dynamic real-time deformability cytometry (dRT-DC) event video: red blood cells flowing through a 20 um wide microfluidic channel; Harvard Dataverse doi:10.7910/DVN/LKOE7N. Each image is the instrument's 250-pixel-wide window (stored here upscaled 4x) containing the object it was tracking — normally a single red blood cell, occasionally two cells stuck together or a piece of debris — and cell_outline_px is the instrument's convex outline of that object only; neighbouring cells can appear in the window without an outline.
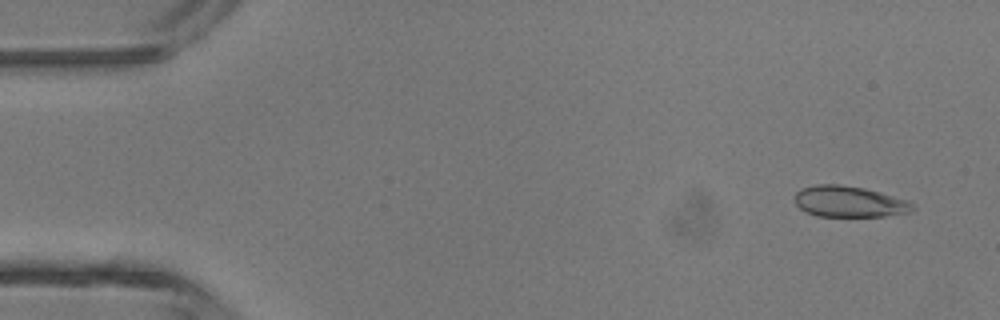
{"species": "common noctule bat (a hibernating species)", "species_latin": "Nyctalus noctula", "temperature_condition": "room temperature", "stored_images_in_passage": 4, "camera_frame_rate_fps": 3000, "um_per_image_px": 0.085, "animal": {"sex": "male", "body_mass_g": 13.3}, "frame": {"image": 1, "passage_image": 1, "time_ms": 0.0, "image_size_px": [1000, 320], "cell_outline_px": [[916, 208], [912, 212], [884, 216], [816, 216], [800, 208], [796, 204], [796, 192], [800, 188], [816, 184], [840, 184], [864, 188], [880, 192], [908, 200]], "centroid_in_image_um": [72.2, 17.13], "position_along_channel_um": 12.8, "area_um2": 21.39}}
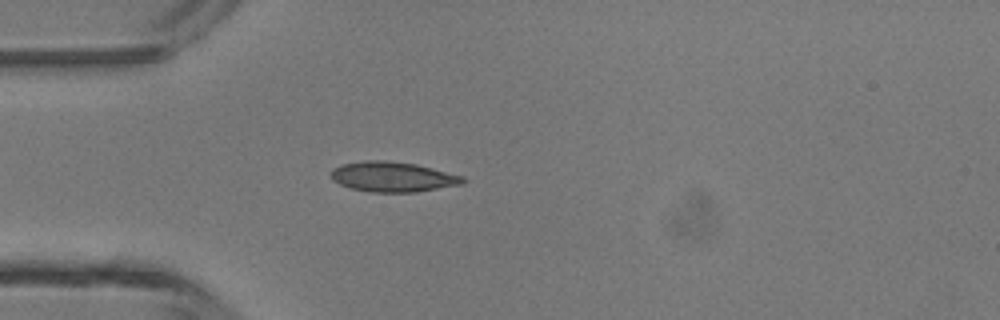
{"frame": {"image": 2, "passage_image": 4, "time_ms": 1.0, "image_size_px": [1000, 320], "cell_outline_px": [[468, 180], [464, 184], [416, 192], [372, 192], [352, 188], [340, 184], [332, 180], [328, 172], [332, 168], [340, 164], [364, 160], [384, 160], [416, 164], [464, 176]], "centroid_in_image_um": [33.38, 15.02], "position_along_channel_um": 51.6, "area_um2": 23.41}}